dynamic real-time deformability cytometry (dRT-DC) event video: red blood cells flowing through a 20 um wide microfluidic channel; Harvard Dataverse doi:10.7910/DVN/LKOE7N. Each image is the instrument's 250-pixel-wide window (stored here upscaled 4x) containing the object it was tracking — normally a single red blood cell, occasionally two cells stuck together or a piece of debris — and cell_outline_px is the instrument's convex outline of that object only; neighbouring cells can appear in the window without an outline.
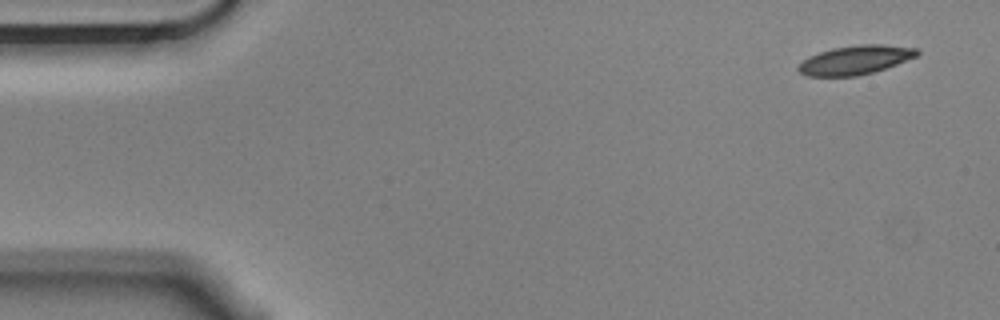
{"species": "Egyptian fruit bat (a non-hibernating species)", "species_latin": "Rousettus aegyptiacus", "temperature_condition": "cold", "stored_images_in_passage": 4, "camera_frame_rate_fps": 3000, "um_per_image_px": 0.085, "animal": {"sex": "male"}, "frame": {"image": 1, "passage_image": 1, "time_ms": 0.0, "image_size_px": [1000, 320], "cell_outline_px": [[920, 52], [916, 56], [896, 64], [872, 72], [856, 76], [808, 76], [800, 72], [796, 68], [804, 60], [820, 52], [832, 48], [860, 44], [884, 44], [916, 48]], "centroid_in_image_um": [72.71, 5.09], "position_along_channel_um": 12.3, "area_um2": 19.71}}